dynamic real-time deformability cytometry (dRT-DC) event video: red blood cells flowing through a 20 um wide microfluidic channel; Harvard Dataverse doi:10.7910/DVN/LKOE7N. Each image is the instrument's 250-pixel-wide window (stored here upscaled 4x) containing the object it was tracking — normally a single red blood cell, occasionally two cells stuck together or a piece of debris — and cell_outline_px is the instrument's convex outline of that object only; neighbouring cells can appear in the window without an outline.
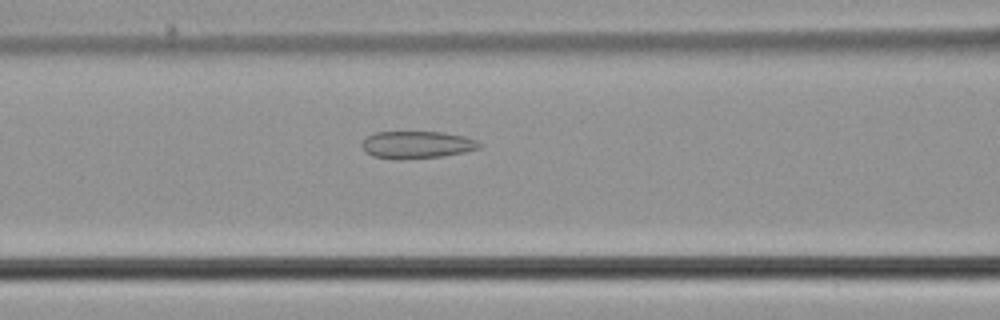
{"species": "common noctule bat (a hibernating species)", "species_latin": "Nyctalus noctula", "temperature_condition": "cold", "stored_images_in_passage": 36, "camera_frame_rate_fps": 3000, "um_per_image_px": 0.085, "animal": {"sex": "male", "body_mass_g": 21.5, "forearm_length_mm": 52.0}, "frame": {"image": 1, "passage_image": 9, "time_ms": 2.667, "image_size_px": [1000, 320], "cell_outline_px": [[484, 144], [480, 148], [464, 152], [440, 156], [400, 160], [396, 160], [372, 156], [360, 144], [368, 136], [376, 132], [440, 132], [464, 136], [476, 140]], "centroid_in_image_um": [35.45, 12.31], "position_along_channel_um": 131.1, "area_um2": 18.67}}
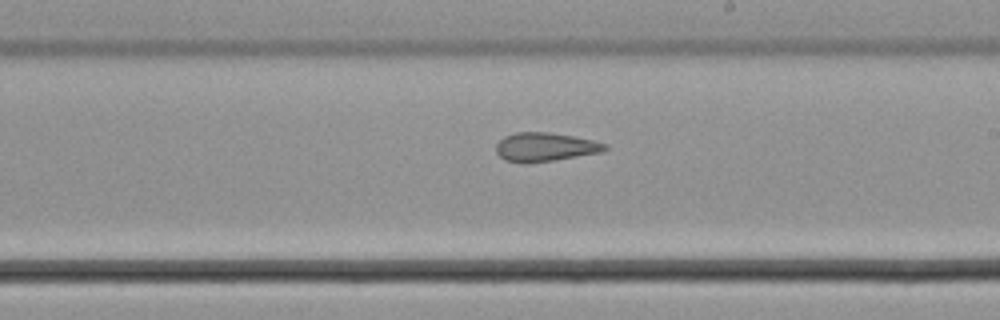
{"frame": {"image": 2, "passage_image": 18, "time_ms": 5.667, "image_size_px": [1000, 320], "cell_outline_px": [[608, 148], [600, 152], [556, 160], [528, 164], [524, 164], [504, 160], [496, 152], [496, 144], [504, 136], [516, 132], [548, 132], [572, 136], [592, 140], [608, 144]], "centroid_in_image_um": [46.3, 12.51], "position_along_channel_um": 242.7, "area_um2": 18.38}}
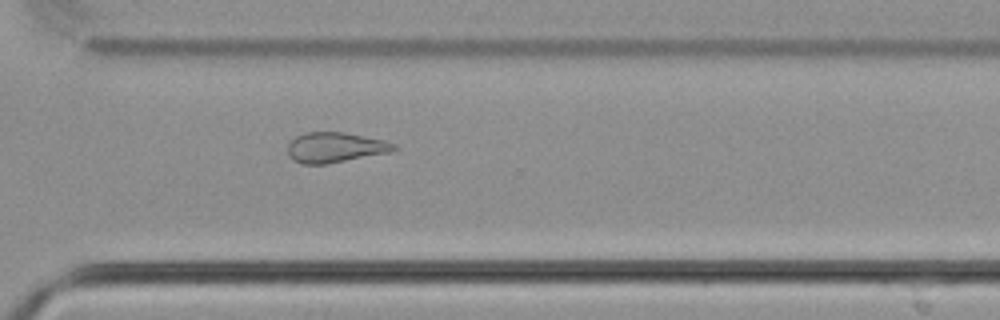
{"frame": {"image": 3, "passage_image": 26, "time_ms": 8.333, "image_size_px": [1000, 320], "cell_outline_px": [[400, 148], [388, 152], [324, 164], [304, 164], [292, 160], [288, 152], [288, 144], [296, 136], [304, 132], [344, 132], [384, 140], [396, 144]], "centroid_in_image_um": [28.48, 12.52], "position_along_channel_um": 342.1, "area_um2": 18.5}}